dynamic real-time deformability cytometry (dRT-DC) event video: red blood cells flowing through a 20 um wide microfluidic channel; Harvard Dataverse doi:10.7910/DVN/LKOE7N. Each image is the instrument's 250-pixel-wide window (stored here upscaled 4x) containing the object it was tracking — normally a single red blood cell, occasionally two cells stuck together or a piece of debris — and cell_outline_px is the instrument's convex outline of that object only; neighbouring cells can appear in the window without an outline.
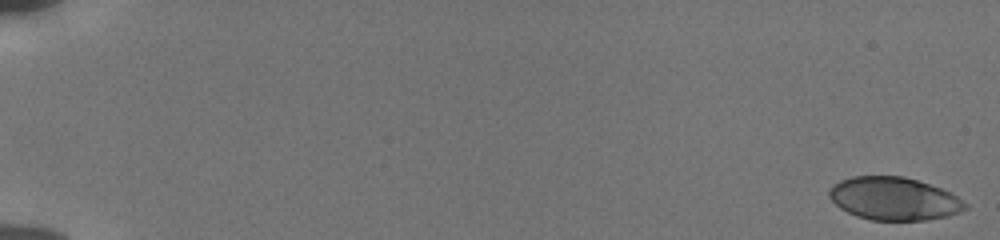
{"species": "human", "species_latin": "Homo sapiens", "temperature_condition": "cold", "stored_images_in_passage": 55, "camera_frame_rate_fps": 3000, "um_per_image_px": 0.085, "donor": {"sex": "male"}, "frame": {"image": 1, "passage_image": 1, "time_ms": 0.0, "image_size_px": [1000, 240], "cell_outline_px": [[968, 208], [960, 212], [948, 216], [924, 220], [872, 220], [856, 216], [840, 208], [828, 196], [828, 192], [832, 184], [840, 180], [852, 176], [904, 176], [940, 188], [956, 196], [968, 204]], "centroid_in_image_um": [75.97, 16.89], "position_along_channel_um": 9.0, "area_um2": 33.99}}
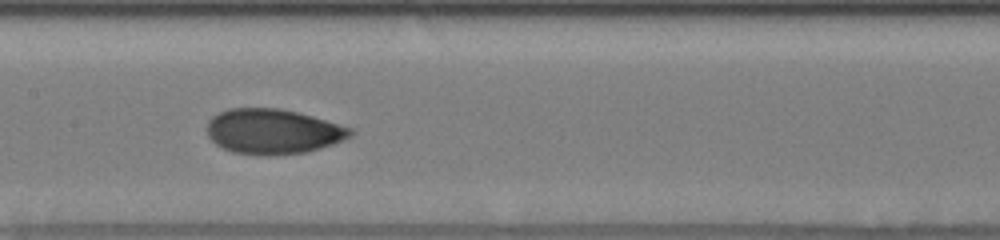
{"frame": {"image": 2, "passage_image": 30, "time_ms": 9.667, "image_size_px": [1000, 240], "cell_outline_px": [[356, 132], [352, 136], [344, 140], [308, 152], [268, 156], [232, 152], [216, 144], [208, 136], [208, 120], [212, 116], [228, 108], [280, 108], [312, 116], [356, 128]], "centroid_in_image_um": [23.26, 11.17], "position_along_channel_um": 184.1, "area_um2": 37.97}}
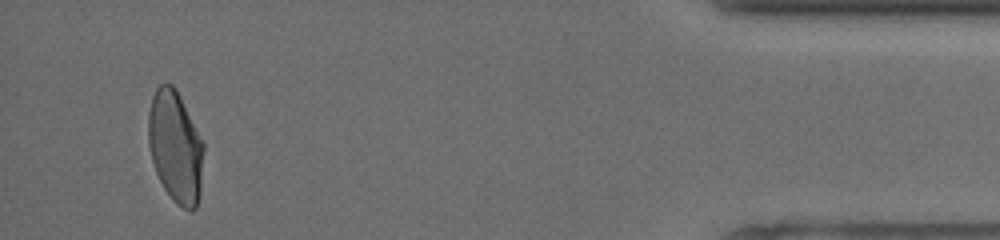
{"frame": {"image": 3, "passage_image": 53, "time_ms": 17.333, "image_size_px": [1000, 240], "cell_outline_px": [[204, 148], [200, 192], [196, 208], [192, 212], [176, 204], [172, 200], [164, 188], [156, 172], [152, 160], [148, 144], [148, 112], [152, 96], [156, 88], [160, 84], [172, 84], [176, 88], [204, 144]], "centroid_in_image_um": [14.9, 12.48], "position_along_channel_um": 420.3, "area_um2": 36.07}, "authors_computed_cell_mechanics": {"area_um2": 36.0672, "velocity_mm_per_s": 3.8446, "shape_relaxation_time_tau1_ms": 5.1077, "shape_relaxation_time_tau2_ms": 0.9972, "deformation_change_tau1": 0.1701, "deformation_change_tau2": 0.0486}}